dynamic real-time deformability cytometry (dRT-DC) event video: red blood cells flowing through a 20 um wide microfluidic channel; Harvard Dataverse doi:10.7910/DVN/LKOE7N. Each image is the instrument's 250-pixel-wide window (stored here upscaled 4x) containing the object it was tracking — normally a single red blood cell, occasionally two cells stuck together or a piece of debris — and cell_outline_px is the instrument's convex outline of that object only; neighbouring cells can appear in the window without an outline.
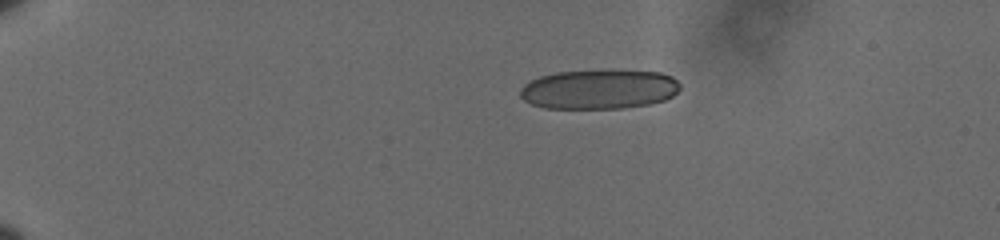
{"species": "human", "species_latin": "Homo sapiens", "temperature_condition": "cold", "stored_images_in_passage": 47, "camera_frame_rate_fps": 3000, "um_per_image_px": 0.085, "donor": {"sex": "male"}, "frame": {"image": 1, "passage_image": 1, "time_ms": 0.0, "image_size_px": [1000, 240], "cell_outline_px": [[680, 88], [672, 96], [664, 100], [648, 104], [620, 108], [544, 108], [532, 104], [524, 100], [520, 96], [520, 88], [524, 84], [540, 76], [556, 72], [612, 68], [660, 72], [672, 76], [680, 84]], "centroid_in_image_um": [50.93, 7.55], "position_along_channel_um": 34.1, "area_um2": 37.51}}
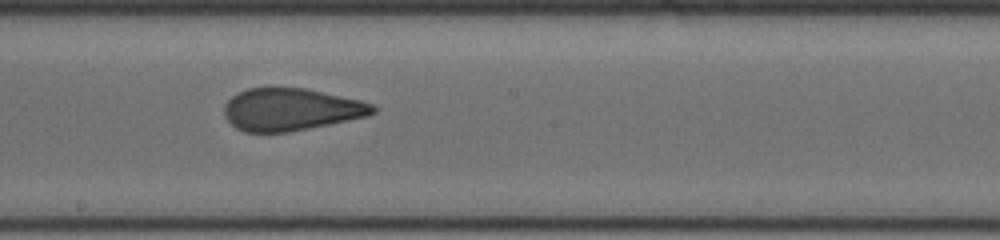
{"frame": {"image": 2, "passage_image": 24, "time_ms": 7.667, "image_size_px": [1000, 240], "cell_outline_px": [[376, 112], [368, 116], [288, 132], [244, 132], [236, 128], [224, 116], [224, 104], [236, 92], [248, 88], [304, 88], [360, 100], [372, 104], [376, 108]], "centroid_in_image_um": [24.7, 9.3], "position_along_channel_um": 223.5, "area_um2": 36.47}}
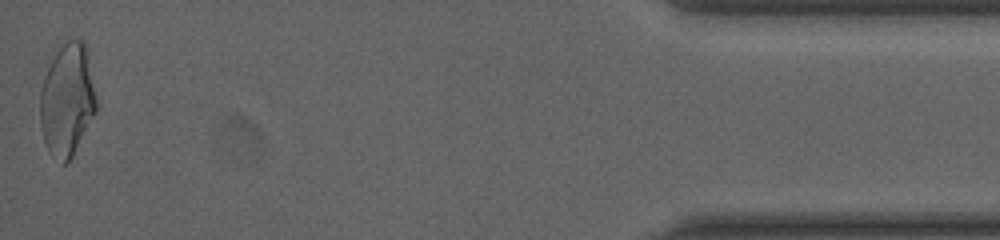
{"frame": {"image": 3, "passage_image": 47, "time_ms": 15.333, "image_size_px": [1000, 240], "cell_outline_px": [[96, 112], [72, 156], [64, 164], [60, 164], [48, 152], [44, 140], [40, 124], [40, 92], [44, 76], [56, 52], [68, 40], [84, 40], [96, 96]], "centroid_in_image_um": [5.7, 8.54], "position_along_channel_um": 429.5, "area_um2": 36.47}, "authors_computed_cell_mechanics": {"area_um2": 37.5122, "velocity_mm_per_s": 3.6142, "shape_relaxation_time_tau1_ms": 9.8119, "shape_relaxation_time_tau2_ms": 1.0735, "deformation_change_tau1": 0.22, "deformation_change_tau2": 0.0918}}